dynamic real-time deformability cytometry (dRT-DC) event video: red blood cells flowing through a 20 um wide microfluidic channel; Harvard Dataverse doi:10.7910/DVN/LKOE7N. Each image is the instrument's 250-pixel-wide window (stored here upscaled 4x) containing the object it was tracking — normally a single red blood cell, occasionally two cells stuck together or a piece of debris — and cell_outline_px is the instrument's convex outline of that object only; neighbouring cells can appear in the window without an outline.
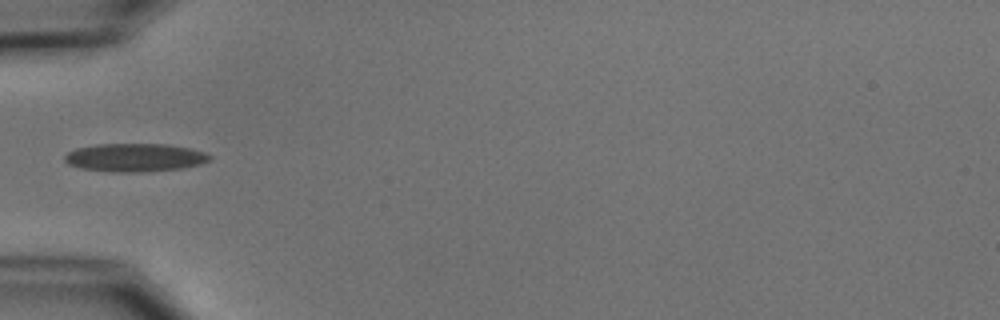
{"species": "common noctule bat (a hibernating species)", "species_latin": "Nyctalus noctula", "temperature_condition": "cold", "stored_images_in_passage": 25, "camera_frame_rate_fps": 3000, "um_per_image_px": 0.085, "animal": {"sex": "male", "body_mass_g": 15.6}, "frame": {"image": 1, "passage_image": 1, "time_ms": 0.0, "image_size_px": [1000, 320], "cell_outline_px": [[212, 156], [208, 160], [200, 164], [184, 168], [144, 172], [116, 172], [80, 168], [68, 164], [64, 160], [64, 156], [68, 152], [76, 148], [96, 144], [164, 144], [192, 148], [204, 152]], "centroid_in_image_um": [11.46, 13.39], "position_along_channel_um": 73.5, "area_um2": 23.93}}
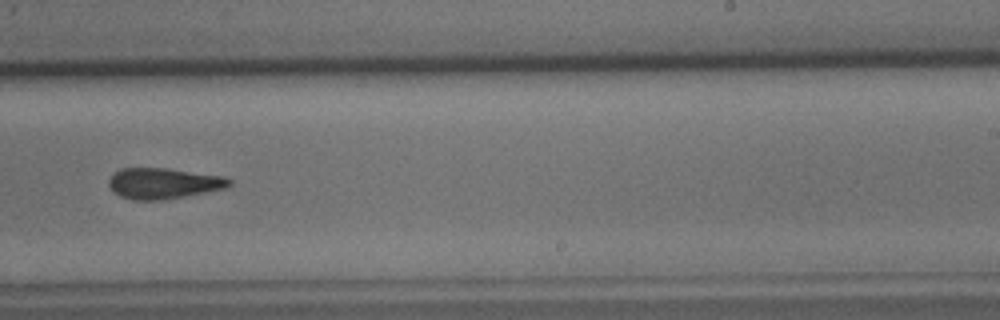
{"frame": {"image": 2, "passage_image": 17, "time_ms": 5.333, "image_size_px": [1000, 320], "cell_outline_px": [[232, 184], [228, 188], [164, 200], [132, 200], [120, 196], [112, 192], [108, 184], [108, 180], [112, 172], [120, 168], [168, 168], [224, 176], [232, 180]], "centroid_in_image_um": [13.88, 15.58], "position_along_channel_um": 275.1, "area_um2": 22.08}}
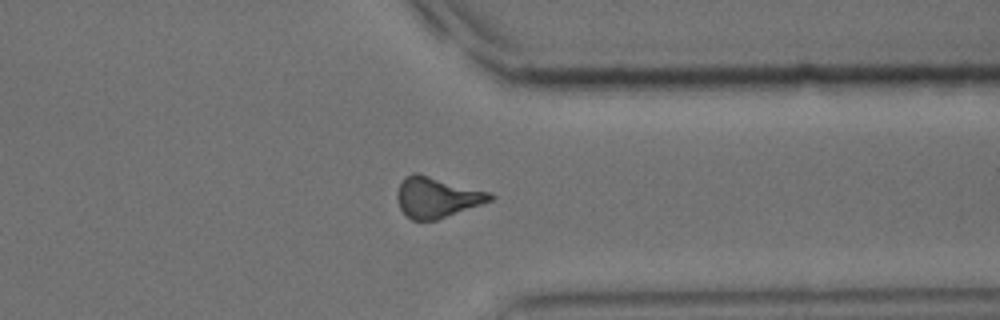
{"frame": {"image": 3, "passage_image": 25, "time_ms": 8.0, "image_size_px": [1000, 320], "cell_outline_px": [[496, 196], [492, 200], [436, 220], [412, 220], [400, 208], [396, 196], [396, 192], [400, 184], [412, 172], [416, 172], [492, 192]], "centroid_in_image_um": [37.15, 16.76], "position_along_channel_um": 374.2, "area_um2": 21.85}, "authors_computed_cell_mechanics": {"area_um2": 22.0796, "velocity_mm_per_s": 3.7667, "shape_relaxation_time_tau1_ms": 9.5025, "shape_relaxation_time_tau2_ms": 6.7142, "deformation_change_tau1": 0.1889, "deformation_change_tau2": 0.1783}}